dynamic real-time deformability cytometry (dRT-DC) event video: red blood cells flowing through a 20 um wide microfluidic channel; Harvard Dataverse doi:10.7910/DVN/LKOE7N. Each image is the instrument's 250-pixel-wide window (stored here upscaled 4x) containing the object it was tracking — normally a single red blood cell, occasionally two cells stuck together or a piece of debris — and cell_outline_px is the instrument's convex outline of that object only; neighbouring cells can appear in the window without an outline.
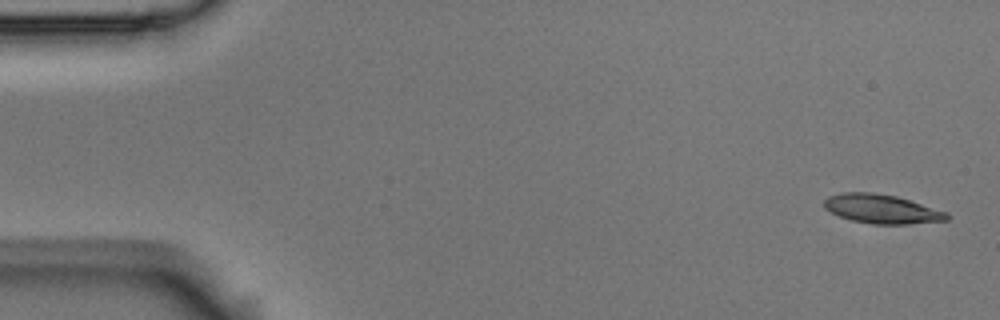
{"species": "Egyptian fruit bat (a non-hibernating species)", "species_latin": "Rousettus aegyptiacus", "temperature_condition": "room temperature", "stored_images_in_passage": 5, "segment_of_instrument_passage": [1, 2], "camera_frame_rate_fps": 3000, "um_per_image_px": 0.085, "animal": {"sex": "male"}, "frame": {"image": 1, "passage_image": 1, "time_ms": 0.0, "image_size_px": [1000, 320], "cell_outline_px": [[948, 220], [908, 224], [872, 224], [852, 220], [840, 216], [824, 208], [824, 200], [828, 196], [844, 192], [872, 192], [896, 196], [948, 212]], "centroid_in_image_um": [74.94, 17.76], "position_along_channel_um": 10.1, "area_um2": 20.63}}